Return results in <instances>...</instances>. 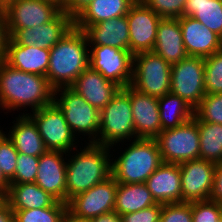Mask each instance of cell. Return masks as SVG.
<instances>
[{
	"instance_id": "6da1fadb",
	"label": "cell",
	"mask_w": 222,
	"mask_h": 222,
	"mask_svg": "<svg viewBox=\"0 0 222 222\" xmlns=\"http://www.w3.org/2000/svg\"><path fill=\"white\" fill-rule=\"evenodd\" d=\"M54 92L45 76L19 71L4 60L0 62V110L7 111L4 113L22 111L28 106L32 113L51 104Z\"/></svg>"
},
{
	"instance_id": "7a4b0ae2",
	"label": "cell",
	"mask_w": 222,
	"mask_h": 222,
	"mask_svg": "<svg viewBox=\"0 0 222 222\" xmlns=\"http://www.w3.org/2000/svg\"><path fill=\"white\" fill-rule=\"evenodd\" d=\"M85 144L83 148L80 146V152L75 148L67 154L66 204L75 195L88 191L112 175L111 148L95 143Z\"/></svg>"
},
{
	"instance_id": "3957f363",
	"label": "cell",
	"mask_w": 222,
	"mask_h": 222,
	"mask_svg": "<svg viewBox=\"0 0 222 222\" xmlns=\"http://www.w3.org/2000/svg\"><path fill=\"white\" fill-rule=\"evenodd\" d=\"M88 46V47H87ZM89 44L83 30L75 26L50 49L46 78L54 88L70 87L89 67Z\"/></svg>"
},
{
	"instance_id": "277c9868",
	"label": "cell",
	"mask_w": 222,
	"mask_h": 222,
	"mask_svg": "<svg viewBox=\"0 0 222 222\" xmlns=\"http://www.w3.org/2000/svg\"><path fill=\"white\" fill-rule=\"evenodd\" d=\"M130 143L125 144L127 147L117 155L118 158L114 159L112 155V176L118 183H145L163 163L158 143L146 138H137Z\"/></svg>"
},
{
	"instance_id": "5b68a950",
	"label": "cell",
	"mask_w": 222,
	"mask_h": 222,
	"mask_svg": "<svg viewBox=\"0 0 222 222\" xmlns=\"http://www.w3.org/2000/svg\"><path fill=\"white\" fill-rule=\"evenodd\" d=\"M132 139H137V137L134 129L129 85L120 88L112 97L111 102L100 111L99 134L94 143L113 149L120 146L121 142L126 143Z\"/></svg>"
},
{
	"instance_id": "8992f818",
	"label": "cell",
	"mask_w": 222,
	"mask_h": 222,
	"mask_svg": "<svg viewBox=\"0 0 222 222\" xmlns=\"http://www.w3.org/2000/svg\"><path fill=\"white\" fill-rule=\"evenodd\" d=\"M53 102L62 111L72 133L79 138L85 136L88 143H94L98 139L100 126V111L90 105L82 96L78 95L70 87L55 89ZM77 134V135H76Z\"/></svg>"
},
{
	"instance_id": "52a82bcc",
	"label": "cell",
	"mask_w": 222,
	"mask_h": 222,
	"mask_svg": "<svg viewBox=\"0 0 222 222\" xmlns=\"http://www.w3.org/2000/svg\"><path fill=\"white\" fill-rule=\"evenodd\" d=\"M130 86L140 93L157 98L170 93L171 64L154 51L134 54Z\"/></svg>"
},
{
	"instance_id": "ba28073f",
	"label": "cell",
	"mask_w": 222,
	"mask_h": 222,
	"mask_svg": "<svg viewBox=\"0 0 222 222\" xmlns=\"http://www.w3.org/2000/svg\"><path fill=\"white\" fill-rule=\"evenodd\" d=\"M155 140L163 162L181 164L200 159V135L195 115L176 128L161 131Z\"/></svg>"
},
{
	"instance_id": "9c48e42d",
	"label": "cell",
	"mask_w": 222,
	"mask_h": 222,
	"mask_svg": "<svg viewBox=\"0 0 222 222\" xmlns=\"http://www.w3.org/2000/svg\"><path fill=\"white\" fill-rule=\"evenodd\" d=\"M170 93L182 98L193 109L199 105L206 95L203 57L188 56L171 65Z\"/></svg>"
},
{
	"instance_id": "30bf717a",
	"label": "cell",
	"mask_w": 222,
	"mask_h": 222,
	"mask_svg": "<svg viewBox=\"0 0 222 222\" xmlns=\"http://www.w3.org/2000/svg\"><path fill=\"white\" fill-rule=\"evenodd\" d=\"M25 113L36 123L47 150L69 153L78 148L76 144L79 140L70 130L62 111L54 102L32 113Z\"/></svg>"
},
{
	"instance_id": "8fae6325",
	"label": "cell",
	"mask_w": 222,
	"mask_h": 222,
	"mask_svg": "<svg viewBox=\"0 0 222 222\" xmlns=\"http://www.w3.org/2000/svg\"><path fill=\"white\" fill-rule=\"evenodd\" d=\"M89 66L120 88L129 86L133 76V54L111 46H89Z\"/></svg>"
},
{
	"instance_id": "7c38bea8",
	"label": "cell",
	"mask_w": 222,
	"mask_h": 222,
	"mask_svg": "<svg viewBox=\"0 0 222 222\" xmlns=\"http://www.w3.org/2000/svg\"><path fill=\"white\" fill-rule=\"evenodd\" d=\"M7 31L34 28L51 21L60 11L56 0H11L2 8Z\"/></svg>"
},
{
	"instance_id": "4fadbf2b",
	"label": "cell",
	"mask_w": 222,
	"mask_h": 222,
	"mask_svg": "<svg viewBox=\"0 0 222 222\" xmlns=\"http://www.w3.org/2000/svg\"><path fill=\"white\" fill-rule=\"evenodd\" d=\"M118 182L111 175L106 180L79 193L67 203V209L77 217L92 219L114 211Z\"/></svg>"
},
{
	"instance_id": "5bb4252c",
	"label": "cell",
	"mask_w": 222,
	"mask_h": 222,
	"mask_svg": "<svg viewBox=\"0 0 222 222\" xmlns=\"http://www.w3.org/2000/svg\"><path fill=\"white\" fill-rule=\"evenodd\" d=\"M73 27L74 19L61 10L51 21L45 24L34 28L11 29L8 34L19 45L37 46L50 50Z\"/></svg>"
},
{
	"instance_id": "9a60e30c",
	"label": "cell",
	"mask_w": 222,
	"mask_h": 222,
	"mask_svg": "<svg viewBox=\"0 0 222 222\" xmlns=\"http://www.w3.org/2000/svg\"><path fill=\"white\" fill-rule=\"evenodd\" d=\"M129 24L130 52L153 51L161 17L143 2L135 1L126 15Z\"/></svg>"
},
{
	"instance_id": "2e32d148",
	"label": "cell",
	"mask_w": 222,
	"mask_h": 222,
	"mask_svg": "<svg viewBox=\"0 0 222 222\" xmlns=\"http://www.w3.org/2000/svg\"><path fill=\"white\" fill-rule=\"evenodd\" d=\"M181 170L182 202L209 200L216 164L195 159L179 164Z\"/></svg>"
},
{
	"instance_id": "e0dca14e",
	"label": "cell",
	"mask_w": 222,
	"mask_h": 222,
	"mask_svg": "<svg viewBox=\"0 0 222 222\" xmlns=\"http://www.w3.org/2000/svg\"><path fill=\"white\" fill-rule=\"evenodd\" d=\"M66 156L65 152L47 150L39 157L35 179L40 188L64 203H66Z\"/></svg>"
},
{
	"instance_id": "ac0fdd59",
	"label": "cell",
	"mask_w": 222,
	"mask_h": 222,
	"mask_svg": "<svg viewBox=\"0 0 222 222\" xmlns=\"http://www.w3.org/2000/svg\"><path fill=\"white\" fill-rule=\"evenodd\" d=\"M178 19L188 56L205 58L222 50V38L200 21L190 16Z\"/></svg>"
},
{
	"instance_id": "d6986e66",
	"label": "cell",
	"mask_w": 222,
	"mask_h": 222,
	"mask_svg": "<svg viewBox=\"0 0 222 222\" xmlns=\"http://www.w3.org/2000/svg\"><path fill=\"white\" fill-rule=\"evenodd\" d=\"M130 102L136 137L155 139L161 132L158 98L130 86Z\"/></svg>"
},
{
	"instance_id": "ffe728a7",
	"label": "cell",
	"mask_w": 222,
	"mask_h": 222,
	"mask_svg": "<svg viewBox=\"0 0 222 222\" xmlns=\"http://www.w3.org/2000/svg\"><path fill=\"white\" fill-rule=\"evenodd\" d=\"M70 88L99 111L111 102L112 97L120 89L90 66L78 76Z\"/></svg>"
},
{
	"instance_id": "44dd1931",
	"label": "cell",
	"mask_w": 222,
	"mask_h": 222,
	"mask_svg": "<svg viewBox=\"0 0 222 222\" xmlns=\"http://www.w3.org/2000/svg\"><path fill=\"white\" fill-rule=\"evenodd\" d=\"M148 190L159 204L181 203V170L179 164L163 162L146 180Z\"/></svg>"
},
{
	"instance_id": "7402d4cb",
	"label": "cell",
	"mask_w": 222,
	"mask_h": 222,
	"mask_svg": "<svg viewBox=\"0 0 222 222\" xmlns=\"http://www.w3.org/2000/svg\"><path fill=\"white\" fill-rule=\"evenodd\" d=\"M4 61L19 71L46 77L50 50L37 46L19 45L9 37Z\"/></svg>"
},
{
	"instance_id": "603a6c76",
	"label": "cell",
	"mask_w": 222,
	"mask_h": 222,
	"mask_svg": "<svg viewBox=\"0 0 222 222\" xmlns=\"http://www.w3.org/2000/svg\"><path fill=\"white\" fill-rule=\"evenodd\" d=\"M84 33L89 46H111L130 51L129 24L126 15L89 25Z\"/></svg>"
},
{
	"instance_id": "cb8c5ba5",
	"label": "cell",
	"mask_w": 222,
	"mask_h": 222,
	"mask_svg": "<svg viewBox=\"0 0 222 222\" xmlns=\"http://www.w3.org/2000/svg\"><path fill=\"white\" fill-rule=\"evenodd\" d=\"M153 51L171 65L188 57L178 18L160 19Z\"/></svg>"
},
{
	"instance_id": "d4e9b609",
	"label": "cell",
	"mask_w": 222,
	"mask_h": 222,
	"mask_svg": "<svg viewBox=\"0 0 222 222\" xmlns=\"http://www.w3.org/2000/svg\"><path fill=\"white\" fill-rule=\"evenodd\" d=\"M15 119L8 134L4 133L12 141L18 153L35 157L43 155L47 149L34 120L24 112L23 114L19 112Z\"/></svg>"
},
{
	"instance_id": "484cf974",
	"label": "cell",
	"mask_w": 222,
	"mask_h": 222,
	"mask_svg": "<svg viewBox=\"0 0 222 222\" xmlns=\"http://www.w3.org/2000/svg\"><path fill=\"white\" fill-rule=\"evenodd\" d=\"M6 200L12 210L47 208L58 201L36 183H9Z\"/></svg>"
},
{
	"instance_id": "4316f807",
	"label": "cell",
	"mask_w": 222,
	"mask_h": 222,
	"mask_svg": "<svg viewBox=\"0 0 222 222\" xmlns=\"http://www.w3.org/2000/svg\"><path fill=\"white\" fill-rule=\"evenodd\" d=\"M135 0H93L74 19L77 29L85 30L89 25H95L103 20L123 17L128 14Z\"/></svg>"
},
{
	"instance_id": "83f0119b",
	"label": "cell",
	"mask_w": 222,
	"mask_h": 222,
	"mask_svg": "<svg viewBox=\"0 0 222 222\" xmlns=\"http://www.w3.org/2000/svg\"><path fill=\"white\" fill-rule=\"evenodd\" d=\"M156 204L146 183H118L114 211L119 215L140 211Z\"/></svg>"
},
{
	"instance_id": "f1b7e54d",
	"label": "cell",
	"mask_w": 222,
	"mask_h": 222,
	"mask_svg": "<svg viewBox=\"0 0 222 222\" xmlns=\"http://www.w3.org/2000/svg\"><path fill=\"white\" fill-rule=\"evenodd\" d=\"M161 131L176 128L194 116V109L172 93L158 98Z\"/></svg>"
},
{
	"instance_id": "f546056e",
	"label": "cell",
	"mask_w": 222,
	"mask_h": 222,
	"mask_svg": "<svg viewBox=\"0 0 222 222\" xmlns=\"http://www.w3.org/2000/svg\"><path fill=\"white\" fill-rule=\"evenodd\" d=\"M183 16L195 18L222 38V0H186Z\"/></svg>"
},
{
	"instance_id": "4dcf8cb0",
	"label": "cell",
	"mask_w": 222,
	"mask_h": 222,
	"mask_svg": "<svg viewBox=\"0 0 222 222\" xmlns=\"http://www.w3.org/2000/svg\"><path fill=\"white\" fill-rule=\"evenodd\" d=\"M200 135V159L222 163V125L203 122L197 118Z\"/></svg>"
},
{
	"instance_id": "1f68e13d",
	"label": "cell",
	"mask_w": 222,
	"mask_h": 222,
	"mask_svg": "<svg viewBox=\"0 0 222 222\" xmlns=\"http://www.w3.org/2000/svg\"><path fill=\"white\" fill-rule=\"evenodd\" d=\"M67 204L57 201L53 206L38 209L12 210L15 222H60Z\"/></svg>"
},
{
	"instance_id": "d6a6232c",
	"label": "cell",
	"mask_w": 222,
	"mask_h": 222,
	"mask_svg": "<svg viewBox=\"0 0 222 222\" xmlns=\"http://www.w3.org/2000/svg\"><path fill=\"white\" fill-rule=\"evenodd\" d=\"M206 94L222 93V50L204 58Z\"/></svg>"
},
{
	"instance_id": "836d02e7",
	"label": "cell",
	"mask_w": 222,
	"mask_h": 222,
	"mask_svg": "<svg viewBox=\"0 0 222 222\" xmlns=\"http://www.w3.org/2000/svg\"><path fill=\"white\" fill-rule=\"evenodd\" d=\"M194 115L203 122L222 125V93L206 94L194 109Z\"/></svg>"
},
{
	"instance_id": "e575fe53",
	"label": "cell",
	"mask_w": 222,
	"mask_h": 222,
	"mask_svg": "<svg viewBox=\"0 0 222 222\" xmlns=\"http://www.w3.org/2000/svg\"><path fill=\"white\" fill-rule=\"evenodd\" d=\"M17 157L18 151L0 128V170L8 182L14 177Z\"/></svg>"
},
{
	"instance_id": "d590c367",
	"label": "cell",
	"mask_w": 222,
	"mask_h": 222,
	"mask_svg": "<svg viewBox=\"0 0 222 222\" xmlns=\"http://www.w3.org/2000/svg\"><path fill=\"white\" fill-rule=\"evenodd\" d=\"M39 157L18 153L14 177L9 183H35Z\"/></svg>"
},
{
	"instance_id": "8d00e7d4",
	"label": "cell",
	"mask_w": 222,
	"mask_h": 222,
	"mask_svg": "<svg viewBox=\"0 0 222 222\" xmlns=\"http://www.w3.org/2000/svg\"><path fill=\"white\" fill-rule=\"evenodd\" d=\"M161 18H179L183 16L186 0H142Z\"/></svg>"
},
{
	"instance_id": "74e56055",
	"label": "cell",
	"mask_w": 222,
	"mask_h": 222,
	"mask_svg": "<svg viewBox=\"0 0 222 222\" xmlns=\"http://www.w3.org/2000/svg\"><path fill=\"white\" fill-rule=\"evenodd\" d=\"M222 216V206L216 201L192 202V222H216Z\"/></svg>"
},
{
	"instance_id": "f35d334b",
	"label": "cell",
	"mask_w": 222,
	"mask_h": 222,
	"mask_svg": "<svg viewBox=\"0 0 222 222\" xmlns=\"http://www.w3.org/2000/svg\"><path fill=\"white\" fill-rule=\"evenodd\" d=\"M160 218L163 222H192V203L162 204Z\"/></svg>"
},
{
	"instance_id": "ab89813d",
	"label": "cell",
	"mask_w": 222,
	"mask_h": 222,
	"mask_svg": "<svg viewBox=\"0 0 222 222\" xmlns=\"http://www.w3.org/2000/svg\"><path fill=\"white\" fill-rule=\"evenodd\" d=\"M161 211L162 204L157 203L149 208L120 216L122 222H156L160 218Z\"/></svg>"
},
{
	"instance_id": "60d3db41",
	"label": "cell",
	"mask_w": 222,
	"mask_h": 222,
	"mask_svg": "<svg viewBox=\"0 0 222 222\" xmlns=\"http://www.w3.org/2000/svg\"><path fill=\"white\" fill-rule=\"evenodd\" d=\"M93 0H64L61 10L75 19Z\"/></svg>"
},
{
	"instance_id": "b9f144b4",
	"label": "cell",
	"mask_w": 222,
	"mask_h": 222,
	"mask_svg": "<svg viewBox=\"0 0 222 222\" xmlns=\"http://www.w3.org/2000/svg\"><path fill=\"white\" fill-rule=\"evenodd\" d=\"M209 200L222 206V163L216 164L213 176V186Z\"/></svg>"
},
{
	"instance_id": "7bdbcfd3",
	"label": "cell",
	"mask_w": 222,
	"mask_h": 222,
	"mask_svg": "<svg viewBox=\"0 0 222 222\" xmlns=\"http://www.w3.org/2000/svg\"><path fill=\"white\" fill-rule=\"evenodd\" d=\"M9 34L7 31V23L3 10H0V62L5 59L7 42Z\"/></svg>"
},
{
	"instance_id": "ee69618b",
	"label": "cell",
	"mask_w": 222,
	"mask_h": 222,
	"mask_svg": "<svg viewBox=\"0 0 222 222\" xmlns=\"http://www.w3.org/2000/svg\"><path fill=\"white\" fill-rule=\"evenodd\" d=\"M0 222H15L14 212L7 200L0 206Z\"/></svg>"
},
{
	"instance_id": "f6af8a7d",
	"label": "cell",
	"mask_w": 222,
	"mask_h": 222,
	"mask_svg": "<svg viewBox=\"0 0 222 222\" xmlns=\"http://www.w3.org/2000/svg\"><path fill=\"white\" fill-rule=\"evenodd\" d=\"M90 222H122V220L116 211H111L90 219Z\"/></svg>"
},
{
	"instance_id": "bcb514c9",
	"label": "cell",
	"mask_w": 222,
	"mask_h": 222,
	"mask_svg": "<svg viewBox=\"0 0 222 222\" xmlns=\"http://www.w3.org/2000/svg\"><path fill=\"white\" fill-rule=\"evenodd\" d=\"M60 222H90L89 219L81 218L75 216L73 213H71L68 209L64 212V214L61 217Z\"/></svg>"
},
{
	"instance_id": "7dc6e473",
	"label": "cell",
	"mask_w": 222,
	"mask_h": 222,
	"mask_svg": "<svg viewBox=\"0 0 222 222\" xmlns=\"http://www.w3.org/2000/svg\"><path fill=\"white\" fill-rule=\"evenodd\" d=\"M9 188V182L4 178L0 170V190H3L7 193Z\"/></svg>"
},
{
	"instance_id": "c3c4849f",
	"label": "cell",
	"mask_w": 222,
	"mask_h": 222,
	"mask_svg": "<svg viewBox=\"0 0 222 222\" xmlns=\"http://www.w3.org/2000/svg\"><path fill=\"white\" fill-rule=\"evenodd\" d=\"M6 201V192L0 190V206Z\"/></svg>"
},
{
	"instance_id": "681fc988",
	"label": "cell",
	"mask_w": 222,
	"mask_h": 222,
	"mask_svg": "<svg viewBox=\"0 0 222 222\" xmlns=\"http://www.w3.org/2000/svg\"><path fill=\"white\" fill-rule=\"evenodd\" d=\"M11 0H0V7L3 8Z\"/></svg>"
},
{
	"instance_id": "f907efd6",
	"label": "cell",
	"mask_w": 222,
	"mask_h": 222,
	"mask_svg": "<svg viewBox=\"0 0 222 222\" xmlns=\"http://www.w3.org/2000/svg\"><path fill=\"white\" fill-rule=\"evenodd\" d=\"M216 222H222V216Z\"/></svg>"
},
{
	"instance_id": "816d5d0a",
	"label": "cell",
	"mask_w": 222,
	"mask_h": 222,
	"mask_svg": "<svg viewBox=\"0 0 222 222\" xmlns=\"http://www.w3.org/2000/svg\"><path fill=\"white\" fill-rule=\"evenodd\" d=\"M156 222H163V220L161 218H159Z\"/></svg>"
},
{
	"instance_id": "f5cc1de1",
	"label": "cell",
	"mask_w": 222,
	"mask_h": 222,
	"mask_svg": "<svg viewBox=\"0 0 222 222\" xmlns=\"http://www.w3.org/2000/svg\"><path fill=\"white\" fill-rule=\"evenodd\" d=\"M56 1H58L61 4L64 0H56Z\"/></svg>"
}]
</instances>
